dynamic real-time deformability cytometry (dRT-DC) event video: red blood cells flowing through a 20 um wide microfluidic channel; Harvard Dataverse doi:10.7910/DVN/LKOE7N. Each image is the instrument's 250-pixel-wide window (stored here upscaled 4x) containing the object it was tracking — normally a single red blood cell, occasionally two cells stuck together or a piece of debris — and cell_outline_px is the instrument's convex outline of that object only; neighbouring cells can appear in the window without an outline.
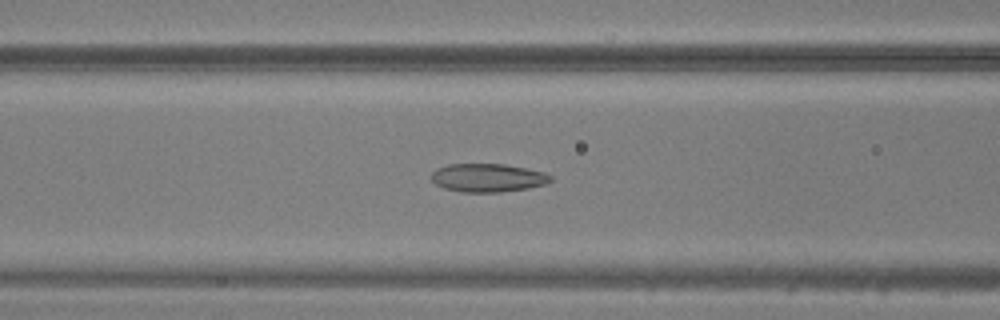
{"species": "common noctule bat (a hibernating species)", "species_latin": "Nyctalus noctula", "temperature_condition": "warm", "stored_images_in_passage": 36, "camera_frame_rate_fps": 3000, "um_per_image_px": 0.085, "animal": {"sex": "male", "body_mass_g": 20.5, "forearm_length_mm": 52.5}, "frame": {"image": 1, "passage_image": 14, "time_ms": 4.333, "image_size_px": [1000, 320], "cell_outline_px": [[552, 180], [544, 184], [528, 188], [500, 192], [460, 192], [444, 188], [436, 184], [432, 180], [432, 172], [436, 168], [448, 164], [504, 164], [544, 172], [552, 176]], "centroid_in_image_um": [41.44, 15.11], "position_along_channel_um": 125.2, "area_um2": 19.65}}
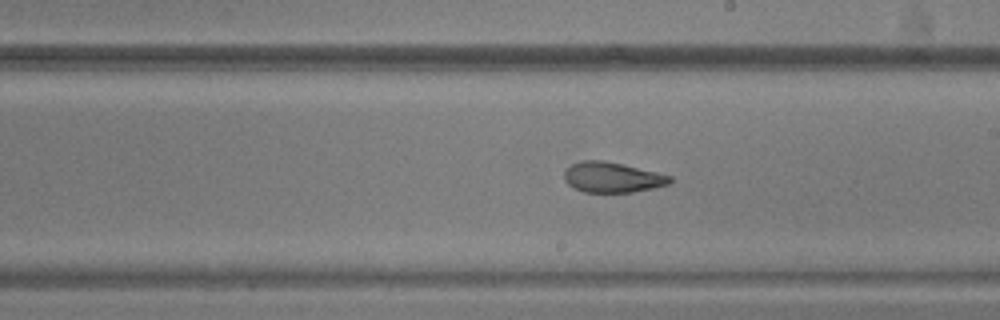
{"frame": {"image": 2, "passage_image": 22, "time_ms": 7.0, "image_size_px": [1000, 320], "cell_outline_px": [[672, 180], [668, 184], [652, 188], [632, 192], [584, 192], [572, 188], [564, 180], [564, 172], [572, 164], [580, 160], [600, 160], [624, 164], [672, 176]], "centroid_in_image_um": [52.01, 15.07], "position_along_channel_um": 237.0, "area_um2": 18.67}}
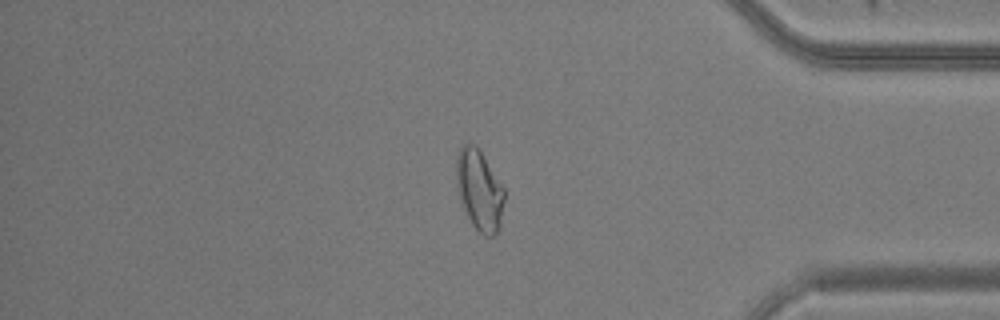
{"frame": {"image": 3, "passage_image": 35, "time_ms": 11.333, "image_size_px": [1000, 320], "cell_outline_px": [[504, 200], [500, 224], [496, 236], [484, 236], [472, 224], [464, 208], [456, 188], [456, 156], [460, 148], [464, 144], [476, 144], [504, 188]], "centroid_in_image_um": [40.74, 16.15], "position_along_channel_um": 394.5, "area_um2": 22.43}}